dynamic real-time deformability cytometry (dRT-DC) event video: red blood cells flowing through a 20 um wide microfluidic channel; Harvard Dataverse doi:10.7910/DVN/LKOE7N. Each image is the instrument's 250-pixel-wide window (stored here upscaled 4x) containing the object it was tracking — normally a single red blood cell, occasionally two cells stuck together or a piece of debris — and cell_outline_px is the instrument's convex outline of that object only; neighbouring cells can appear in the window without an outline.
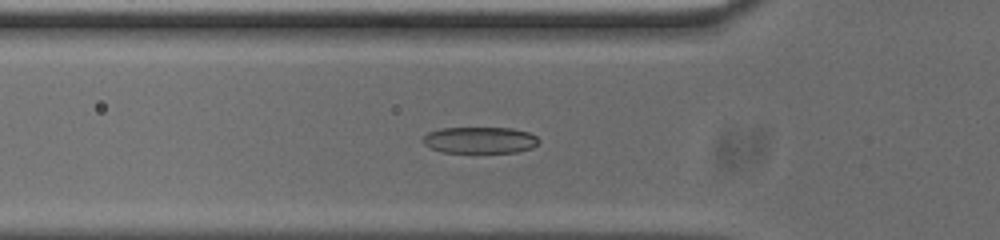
{"species": "common noctule bat (a hibernating species)", "species_latin": "Nyctalus noctula", "temperature_condition": "cold", "stored_images_in_passage": 48, "camera_frame_rate_fps": 3000, "um_per_image_px": 0.085, "animal": {"sex": "male", "body_mass_g": 20.0, "forearm_length_mm": 53.3}, "frame": {"image": 1, "passage_image": 17, "time_ms": 5.333, "image_size_px": [1000, 240], "cell_outline_px": [[540, 140], [532, 148], [516, 152], [440, 152], [424, 144], [420, 140], [428, 132], [440, 128], [512, 128], [528, 132], [536, 136]], "centroid_in_image_um": [40.77, 11.9], "position_along_channel_um": 85.0, "area_um2": 17.86}}
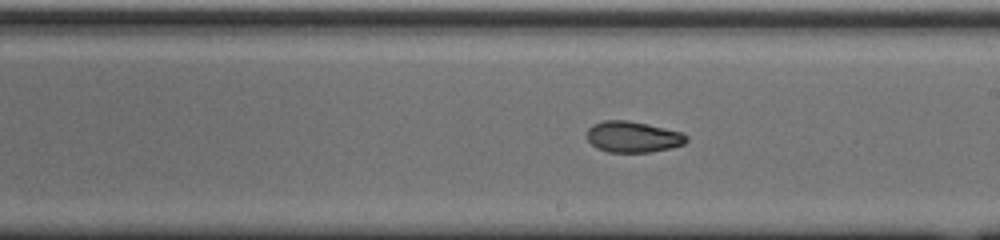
{"frame": {"image": 2, "passage_image": 29, "time_ms": 9.333, "image_size_px": [1000, 240], "cell_outline_px": [[688, 140], [684, 144], [652, 152], [608, 152], [596, 148], [588, 140], [588, 128], [592, 124], [604, 120], [628, 120], [648, 124], [684, 132], [688, 136]], "centroid_in_image_um": [53.82, 11.62], "position_along_channel_um": 235.2, "area_um2": 18.15}}
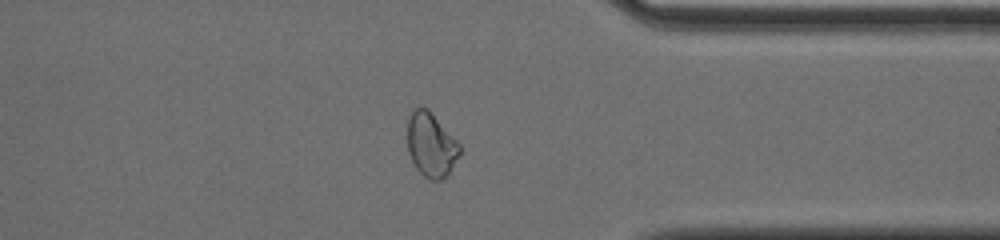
{"frame": {"image": 3, "passage_image": 41, "time_ms": 13.333, "image_size_px": [1000, 240], "cell_outline_px": [[460, 152], [452, 168], [440, 180], [432, 180], [424, 176], [416, 168], [408, 152], [408, 120], [412, 112], [416, 108], [428, 108], [460, 144]], "centroid_in_image_um": [36.64, 12.31], "position_along_channel_um": 374.8, "area_um2": 19.19}, "authors_computed_cell_mechanics": {"area_um2": 18.3804, "velocity_mm_per_s": 3.7505, "shape_relaxation_time_tau1_ms": 5.4904, "shape_relaxation_time_tau2_ms": 2.182, "deformation_change_tau1": 0.1801, "deformation_change_tau2": 0.0676}}